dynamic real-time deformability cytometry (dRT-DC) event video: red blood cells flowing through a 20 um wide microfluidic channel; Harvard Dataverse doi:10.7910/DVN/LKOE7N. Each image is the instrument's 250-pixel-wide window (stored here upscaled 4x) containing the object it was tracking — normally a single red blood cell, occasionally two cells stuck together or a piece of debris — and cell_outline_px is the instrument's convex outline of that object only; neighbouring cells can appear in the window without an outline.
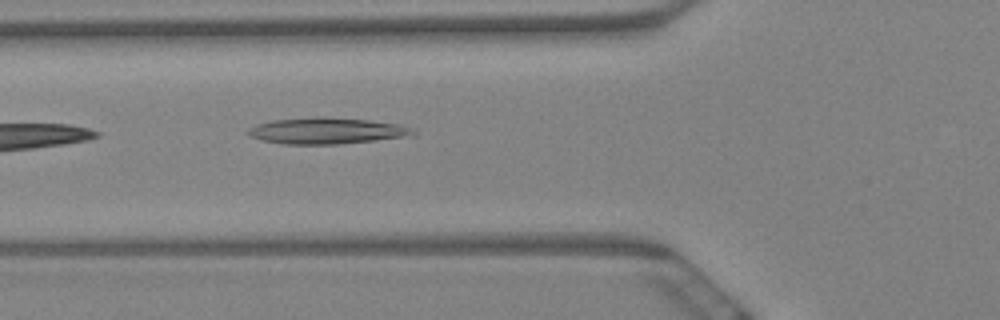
{"species": "Egyptian fruit bat (a non-hibernating species)", "species_latin": "Rousettus aegyptiacus", "temperature_condition": "warm", "stored_images_in_passage": 6, "camera_frame_rate_fps": 3000, "um_per_image_px": 0.085, "animal": {"sex": "female"}, "frame": {"image": 1, "passage_image": 6, "time_ms": 1.667, "image_size_px": [1000, 320], "cell_outline_px": [[416, 132], [412, 136], [336, 144], [284, 144], [264, 140], [252, 136], [248, 132], [248, 128], [256, 124], [272, 120], [316, 116], [324, 116], [368, 120], [400, 124], [416, 128]], "centroid_in_image_um": [27.83, 11.1], "position_along_channel_um": 98.0, "area_um2": 25.32}}